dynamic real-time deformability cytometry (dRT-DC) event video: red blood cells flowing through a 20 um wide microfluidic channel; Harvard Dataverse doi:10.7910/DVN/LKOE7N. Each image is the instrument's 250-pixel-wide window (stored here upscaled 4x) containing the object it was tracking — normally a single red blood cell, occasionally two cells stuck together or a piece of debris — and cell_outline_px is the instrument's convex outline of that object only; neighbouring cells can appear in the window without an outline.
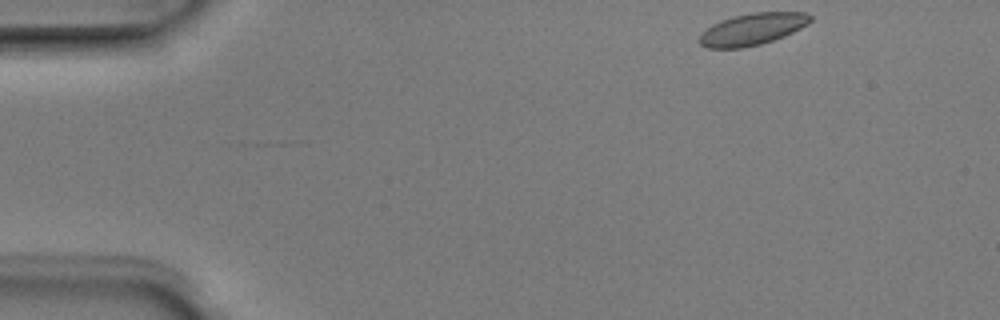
{"species": "Egyptian fruit bat (a non-hibernating species)", "species_latin": "Rousettus aegyptiacus", "temperature_condition": "room temperature", "stored_images_in_passage": 4, "camera_frame_rate_fps": 3000, "um_per_image_px": 0.085, "animal": {"sex": "male"}, "frame": {"image": 1, "passage_image": 1, "time_ms": 0.0, "image_size_px": [1000, 320], "cell_outline_px": [[812, 20], [808, 24], [784, 36], [760, 44], [740, 48], [708, 48], [700, 44], [700, 36], [712, 24], [720, 20], [752, 12], [804, 12], [812, 16]], "centroid_in_image_um": [63.97, 2.47], "position_along_channel_um": 21.0, "area_um2": 20.29}}
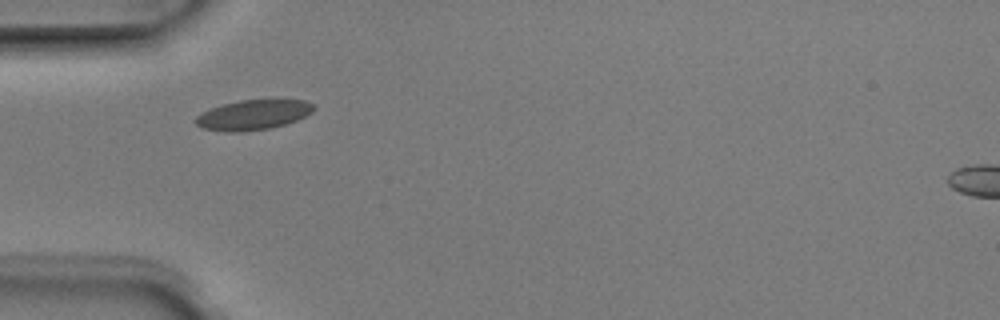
{"frame": {"image": 2, "passage_image": 4, "time_ms": 1.0, "image_size_px": [1000, 320], "cell_outline_px": [[316, 108], [312, 112], [296, 120], [284, 124], [268, 128], [244, 132], [228, 132], [204, 128], [196, 124], [192, 120], [200, 112], [224, 104], [240, 100], [304, 100], [312, 104]], "centroid_in_image_um": [21.48, 9.76], "position_along_channel_um": 63.5, "area_um2": 20.46}}